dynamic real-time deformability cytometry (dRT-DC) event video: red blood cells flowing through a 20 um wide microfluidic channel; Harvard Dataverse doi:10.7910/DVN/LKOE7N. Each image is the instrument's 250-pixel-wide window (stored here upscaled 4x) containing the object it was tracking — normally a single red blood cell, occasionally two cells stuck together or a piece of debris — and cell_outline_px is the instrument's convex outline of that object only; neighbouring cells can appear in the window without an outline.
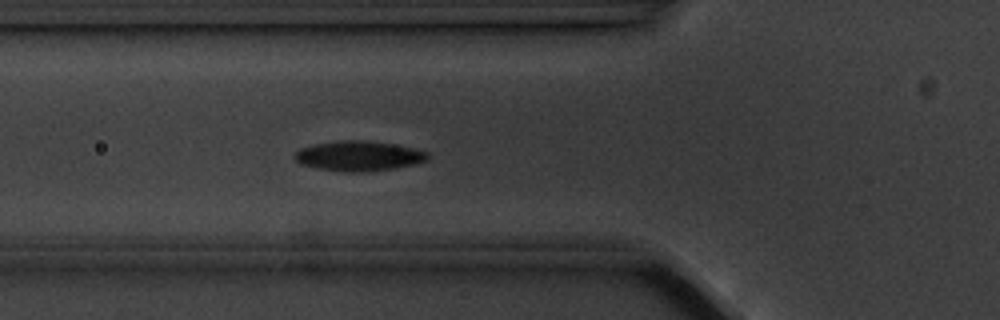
{"species": "common noctule bat (a hibernating species)", "species_latin": "Nyctalus noctula", "temperature_condition": "cold", "stored_images_in_passage": 5, "camera_frame_rate_fps": 3000, "um_per_image_px": 0.085, "animal": {"sex": "male", "body_mass_g": 20.1, "forearm_length_mm": 53.5}, "frame": {"image": 1, "passage_image": 5, "time_ms": 4.667, "image_size_px": [1000, 320], "cell_outline_px": [[428, 160], [412, 164], [392, 168], [364, 172], [344, 172], [316, 168], [300, 164], [296, 160], [296, 152], [300, 148], [316, 144], [340, 140], [364, 140], [392, 144], [412, 148], [428, 152]], "centroid_in_image_um": [30.47, 13.26], "position_along_channel_um": 95.3, "area_um2": 22.95}}